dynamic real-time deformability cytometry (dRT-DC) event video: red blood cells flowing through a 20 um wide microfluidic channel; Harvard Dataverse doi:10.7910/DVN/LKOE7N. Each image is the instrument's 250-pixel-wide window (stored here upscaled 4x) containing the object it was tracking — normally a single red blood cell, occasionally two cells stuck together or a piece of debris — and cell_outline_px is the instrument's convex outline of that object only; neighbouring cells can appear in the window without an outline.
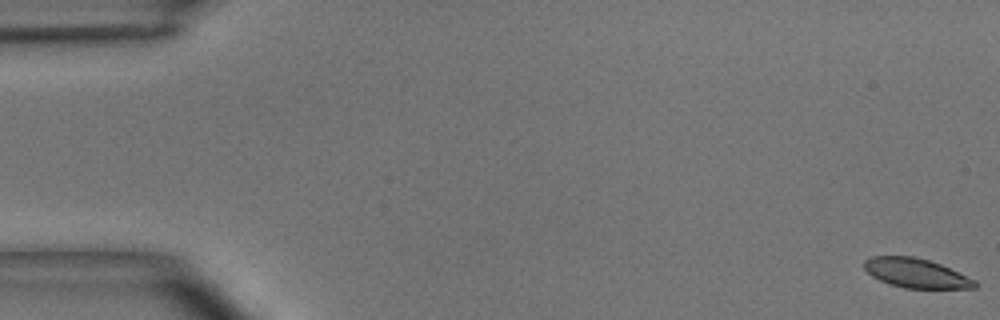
{"species": "common noctule bat (a hibernating species)", "species_latin": "Nyctalus noctula", "temperature_condition": "room temperature", "stored_images_in_passage": 50, "camera_frame_rate_fps": 3000, "um_per_image_px": 0.085, "animal": {"sex": "male", "body_mass_g": 15.6}, "frame": {"image": 1, "passage_image": 1, "time_ms": 0.0, "image_size_px": [1000, 320], "cell_outline_px": [[980, 284], [976, 288], [904, 288], [880, 280], [872, 276], [864, 268], [864, 260], [872, 256], [912, 256], [928, 260], [940, 264], [976, 280]], "centroid_in_image_um": [77.88, 23.21], "position_along_channel_um": 7.1, "area_um2": 18.79}}
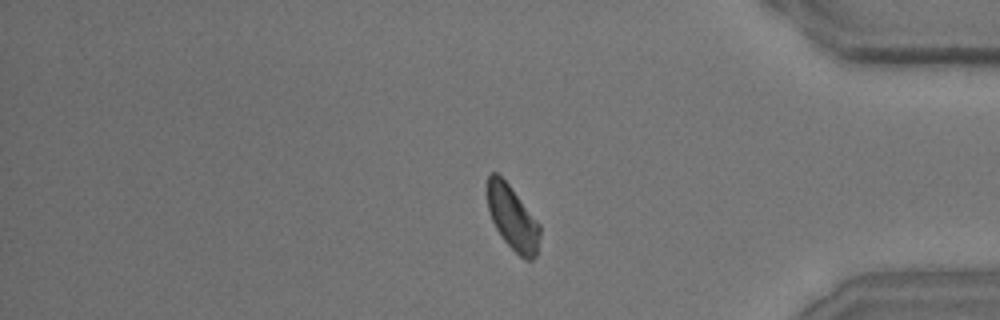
{"frame": {"image": 2, "passage_image": 42, "time_ms": 13.667, "image_size_px": [1000, 320], "cell_outline_px": [[540, 236], [536, 256], [532, 260], [524, 260], [504, 240], [496, 228], [492, 220], [488, 208], [488, 176], [492, 172], [496, 172], [508, 184], [540, 224]], "centroid_in_image_um": [43.58, 18.55], "position_along_channel_um": 391.6, "area_um2": 19.31}}
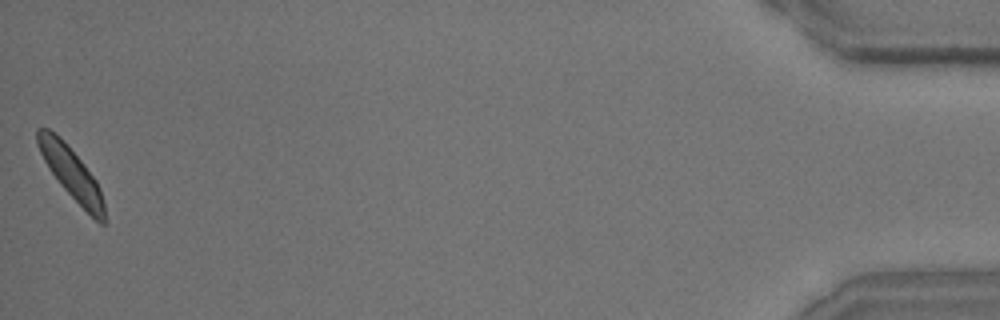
{"frame": {"image": 3, "passage_image": 50, "time_ms": 16.333, "image_size_px": [1000, 320], "cell_outline_px": [[104, 224], [100, 224], [60, 184], [44, 160], [40, 152], [36, 140], [36, 128], [48, 128], [60, 136], [84, 164], [96, 180], [100, 188], [104, 204]], "centroid_in_image_um": [6.04, 14.66], "position_along_channel_um": 429.2, "area_um2": 19.59}, "authors_computed_cell_mechanics": {"area_um2": 20.4901, "velocity_mm_per_s": 4.027, "shape_relaxation_time_tau1_ms": 2.9522, "shape_relaxation_time_tau2_ms": 3.5547, "deformation_change_tau1": 0.1205, "deformation_change_tau2": 0.0794}}